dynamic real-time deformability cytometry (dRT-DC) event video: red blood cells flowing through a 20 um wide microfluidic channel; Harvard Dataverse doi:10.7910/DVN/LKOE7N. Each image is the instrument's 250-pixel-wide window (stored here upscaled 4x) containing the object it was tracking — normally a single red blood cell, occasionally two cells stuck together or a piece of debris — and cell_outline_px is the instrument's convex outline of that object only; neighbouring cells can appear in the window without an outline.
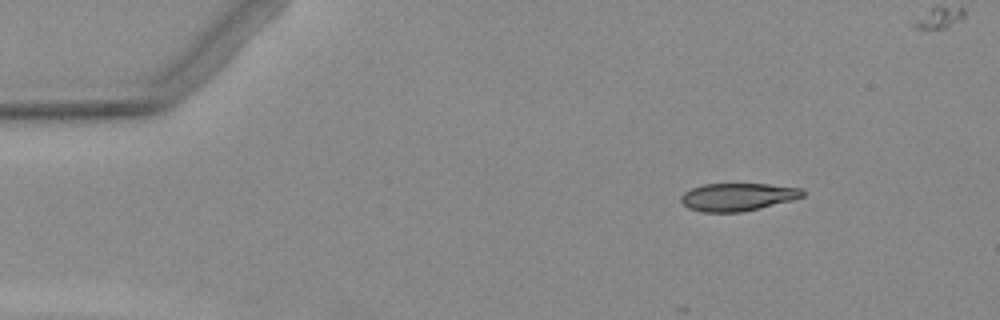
{"species": "Egyptian fruit bat (a non-hibernating species)", "species_latin": "Rousettus aegyptiacus", "temperature_condition": "warm", "stored_images_in_passage": 5, "camera_frame_rate_fps": 3000, "um_per_image_px": 0.085, "animal": {"sex": "female"}, "frame": {"image": 1, "passage_image": 1, "time_ms": 0.0, "image_size_px": [1000, 320], "cell_outline_px": [[804, 196], [792, 200], [740, 212], [700, 212], [688, 208], [680, 200], [680, 196], [684, 192], [692, 188], [704, 184], [768, 184], [800, 188], [804, 192]], "centroid_in_image_um": [62.66, 16.74], "position_along_channel_um": 22.3, "area_um2": 19.54}}
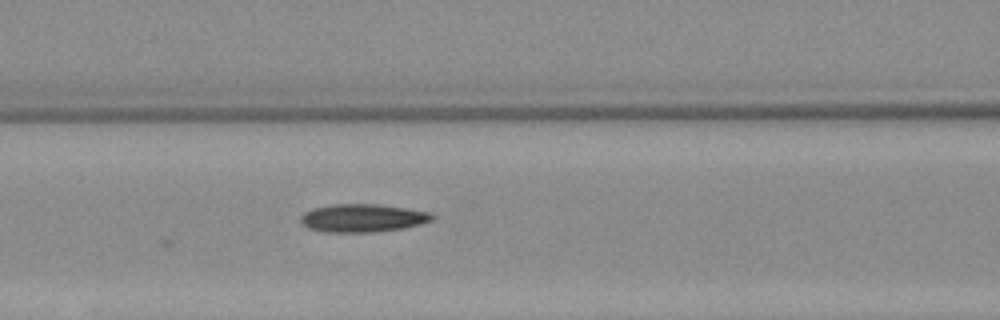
{"frame": {"image": 2, "passage_image": 5, "time_ms": 5.0, "image_size_px": [1000, 320], "cell_outline_px": [[436, 216], [432, 220], [420, 224], [404, 228], [376, 232], [324, 232], [308, 228], [300, 220], [300, 216], [304, 212], [312, 208], [332, 204], [376, 204], [432, 212]], "centroid_in_image_um": [30.83, 18.53], "position_along_channel_um": 135.8, "area_um2": 21.62}}